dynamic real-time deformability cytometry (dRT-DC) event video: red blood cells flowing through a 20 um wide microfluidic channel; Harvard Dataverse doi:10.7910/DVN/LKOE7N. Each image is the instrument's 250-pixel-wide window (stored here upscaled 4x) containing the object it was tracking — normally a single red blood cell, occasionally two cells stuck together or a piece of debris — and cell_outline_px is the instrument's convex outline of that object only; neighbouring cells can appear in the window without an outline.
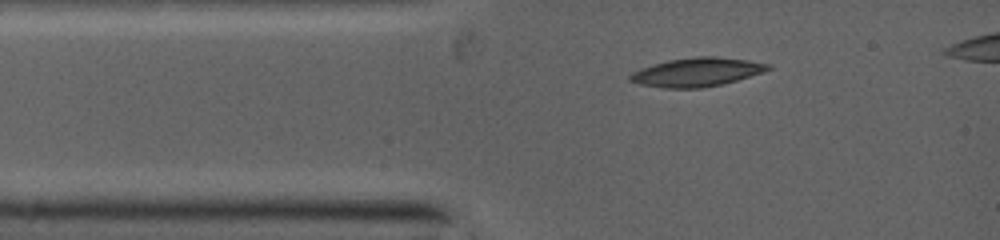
{"species": "common noctule bat (a hibernating species)", "species_latin": "Nyctalus noctula", "temperature_condition": "warm", "stored_images_in_passage": 43, "camera_frame_rate_fps": 5000, "um_per_image_px": 0.085, "animal": {"sex": "female", "body_mass_g": 19.0, "forearm_length_mm": 53.3}, "frame": {"image": 1, "passage_image": 1, "time_ms": 0.0, "image_size_px": [1000, 240], "cell_outline_px": [[772, 68], [764, 72], [736, 80], [720, 84], [700, 88], [660, 88], [640, 84], [628, 80], [628, 76], [632, 72], [640, 68], [652, 64], [668, 60], [696, 56], [712, 56], [748, 60], [768, 64]], "centroid_in_image_um": [59.18, 6.13], "position_along_channel_um": 25.8, "area_um2": 23.06}}
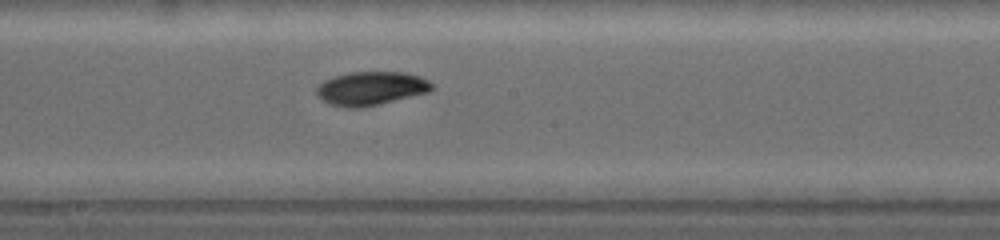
{"frame": {"image": 2, "passage_image": 23, "time_ms": 4.6, "image_size_px": [1000, 240], "cell_outline_px": [[432, 88], [428, 92], [376, 104], [332, 104], [324, 100], [316, 92], [316, 88], [324, 80], [336, 76], [352, 72], [400, 72], [420, 76], [428, 80], [432, 84]], "centroid_in_image_um": [31.59, 7.44], "position_along_channel_um": 216.6, "area_um2": 21.21}}
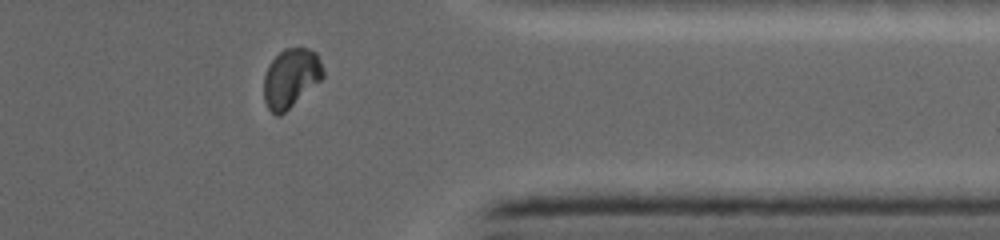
{"frame": {"image": 3, "passage_image": 37, "time_ms": 8.6, "image_size_px": [1000, 240], "cell_outline_px": [[324, 76], [320, 80], [280, 116], [276, 116], [268, 108], [264, 100], [264, 76], [272, 60], [284, 48], [308, 48], [316, 52], [320, 60], [324, 72]], "centroid_in_image_um": [24.72, 6.62], "position_along_channel_um": 386.7, "area_um2": 20.06}}